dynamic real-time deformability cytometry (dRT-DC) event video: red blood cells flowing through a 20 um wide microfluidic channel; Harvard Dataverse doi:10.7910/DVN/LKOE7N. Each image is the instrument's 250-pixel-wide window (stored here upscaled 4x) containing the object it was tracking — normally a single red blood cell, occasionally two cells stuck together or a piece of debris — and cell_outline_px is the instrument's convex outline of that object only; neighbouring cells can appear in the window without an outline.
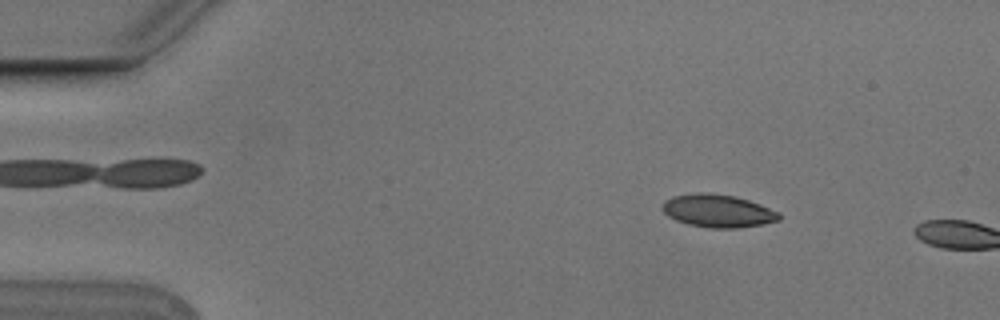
{"species": "Egyptian fruit bat (a non-hibernating species)", "species_latin": "Rousettus aegyptiacus", "temperature_condition": "cold", "stored_images_in_passage": 2, "camera_frame_rate_fps": 3000, "um_per_image_px": 0.085, "animal": {"sex": "male"}, "frame": {"image": 1, "passage_image": 1, "time_ms": 0.0, "image_size_px": [1000, 320], "cell_outline_px": [[780, 220], [764, 224], [736, 228], [708, 228], [688, 224], [676, 220], [668, 216], [660, 208], [660, 204], [664, 200], [672, 196], [696, 192], [708, 192], [736, 196], [760, 204], [776, 212], [780, 216]], "centroid_in_image_um": [60.95, 17.91], "position_along_channel_um": 24.0, "area_um2": 22.54}}